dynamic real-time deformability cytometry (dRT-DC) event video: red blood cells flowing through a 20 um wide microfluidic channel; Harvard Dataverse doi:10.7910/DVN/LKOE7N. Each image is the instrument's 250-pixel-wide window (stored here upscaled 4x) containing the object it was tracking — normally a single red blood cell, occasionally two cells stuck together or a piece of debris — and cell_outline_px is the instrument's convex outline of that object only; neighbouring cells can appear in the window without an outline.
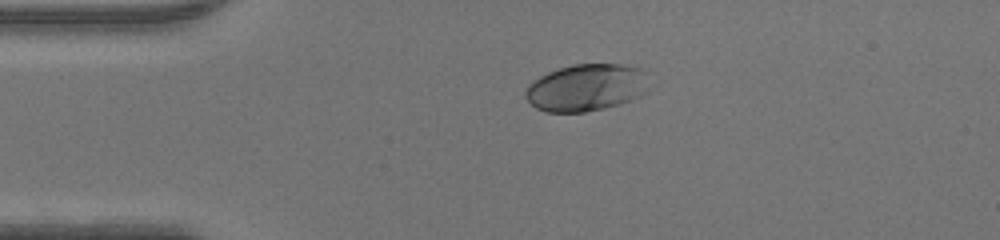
{"species": "human", "species_latin": "Homo sapiens", "temperature_condition": "warm", "stored_images_in_passage": 38, "camera_frame_rate_fps": 3000, "um_per_image_px": 0.085, "donor": {"sex": "male"}, "frame": {"image": 1, "passage_image": 1, "time_ms": 0.0, "image_size_px": [1000, 240], "cell_outline_px": [[648, 92], [640, 96], [620, 104], [604, 108], [584, 112], [544, 112], [536, 108], [524, 96], [524, 92], [528, 84], [540, 76], [548, 72], [572, 64], [620, 64], [644, 68]], "centroid_in_image_um": [49.83, 7.44], "position_along_channel_um": 35.2, "area_um2": 34.1}}
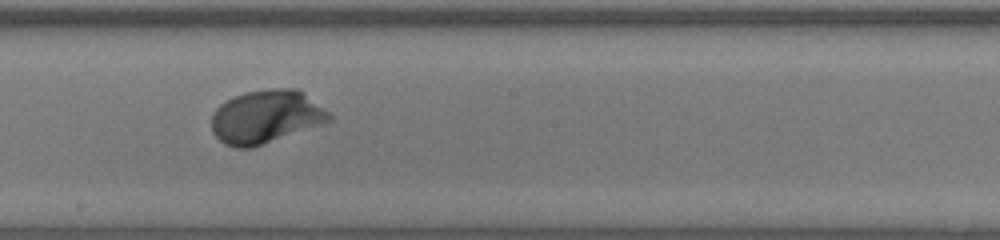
{"frame": {"image": 2, "passage_image": 17, "time_ms": 5.333, "image_size_px": [1000, 240], "cell_outline_px": [[332, 120], [252, 148], [236, 148], [224, 144], [212, 132], [212, 112], [220, 104], [244, 92], [272, 88], [296, 88], [328, 112], [332, 116]], "centroid_in_image_um": [22.56, 9.93], "position_along_channel_um": 225.6, "area_um2": 36.07}}
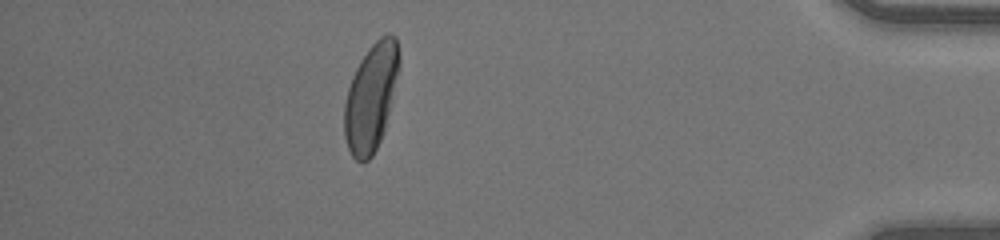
{"frame": {"image": 3, "passage_image": 33, "time_ms": 10.667, "image_size_px": [1000, 240], "cell_outline_px": [[400, 68], [384, 132], [372, 156], [364, 164], [360, 164], [352, 156], [348, 148], [344, 136], [344, 104], [348, 88], [352, 76], [360, 60], [368, 48], [380, 36], [388, 32], [396, 36], [400, 52]], "centroid_in_image_um": [31.55, 8.25], "position_along_channel_um": 403.7, "area_um2": 34.74}}